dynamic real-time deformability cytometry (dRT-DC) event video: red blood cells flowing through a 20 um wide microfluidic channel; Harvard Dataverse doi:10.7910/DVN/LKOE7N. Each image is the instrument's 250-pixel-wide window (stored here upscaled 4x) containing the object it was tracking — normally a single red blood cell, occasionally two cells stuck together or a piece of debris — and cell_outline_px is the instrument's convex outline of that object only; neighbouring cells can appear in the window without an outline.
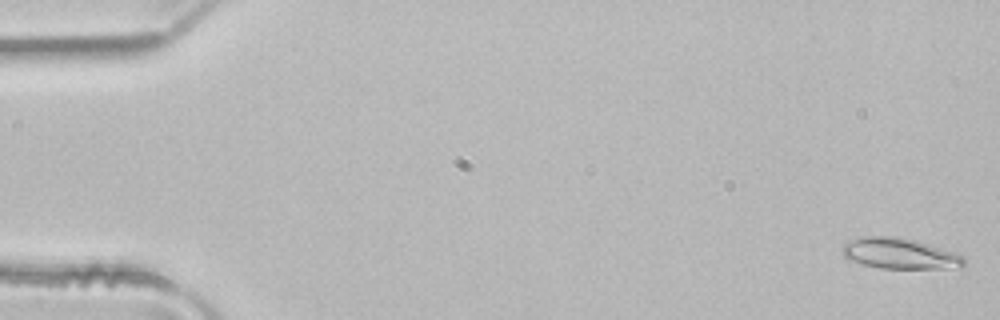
{"species": "common noctule bat (a hibernating species)", "species_latin": "Nyctalus noctula", "temperature_condition": "room temperature", "stored_images_in_passage": 50, "camera_frame_rate_fps": 3000, "um_per_image_px": 0.085, "animal": {"sex": "male", "body_mass_g": 21.5, "forearm_length_mm": 52.0}, "frame": {"image": 1, "passage_image": 1, "time_ms": 0.0, "image_size_px": [1000, 320], "cell_outline_px": [[964, 264], [944, 268], [880, 268], [848, 260], [840, 252], [840, 248], [848, 240], [864, 236], [892, 236], [912, 240], [952, 252], [964, 256]], "centroid_in_image_um": [76.34, 21.54], "position_along_channel_um": 8.7, "area_um2": 21.33}}
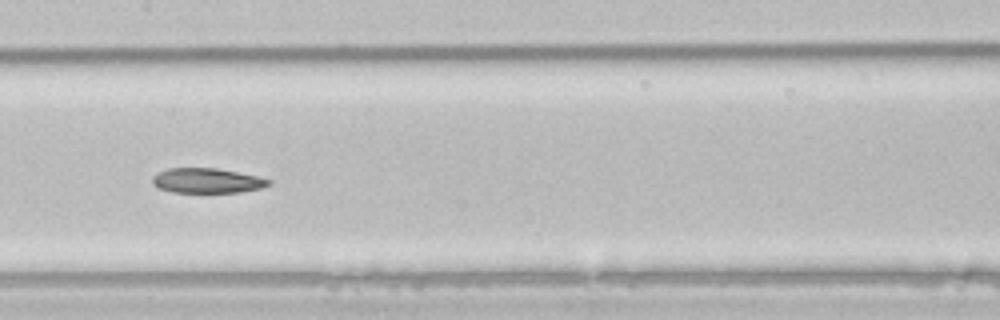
{"frame": {"image": 2, "passage_image": 25, "time_ms": 8.0, "image_size_px": [1000, 320], "cell_outline_px": [[272, 184], [260, 188], [240, 192], [172, 192], [156, 188], [152, 184], [152, 176], [156, 172], [168, 168], [216, 168], [256, 176], [272, 180]], "centroid_in_image_um": [17.54, 15.35], "position_along_channel_um": 189.9, "area_um2": 16.94}}
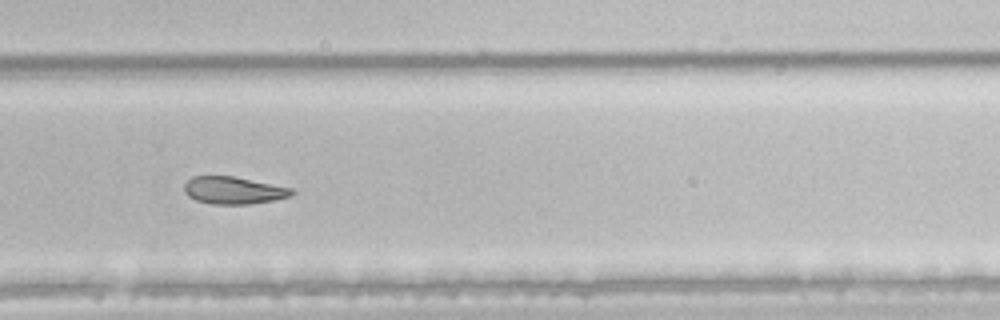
{"frame": {"image": 3, "passage_image": 34, "time_ms": 11.0, "image_size_px": [1000, 320], "cell_outline_px": [[296, 192], [288, 196], [276, 200], [252, 204], [212, 204], [196, 200], [188, 196], [184, 192], [184, 184], [192, 176], [232, 176], [292, 188]], "centroid_in_image_um": [19.84, 16.18], "position_along_channel_um": 310.0, "area_um2": 17.11}, "authors_computed_cell_mechanics": {"area_um2": 19.6809, "velocity_mm_per_s": 4.0328, "shape_relaxation_time_tau1_ms": null, "shape_relaxation_time_tau2_ms": 8.3157, "deformation_change_tau1": null, "deformation_change_tau2": 0.1481}}